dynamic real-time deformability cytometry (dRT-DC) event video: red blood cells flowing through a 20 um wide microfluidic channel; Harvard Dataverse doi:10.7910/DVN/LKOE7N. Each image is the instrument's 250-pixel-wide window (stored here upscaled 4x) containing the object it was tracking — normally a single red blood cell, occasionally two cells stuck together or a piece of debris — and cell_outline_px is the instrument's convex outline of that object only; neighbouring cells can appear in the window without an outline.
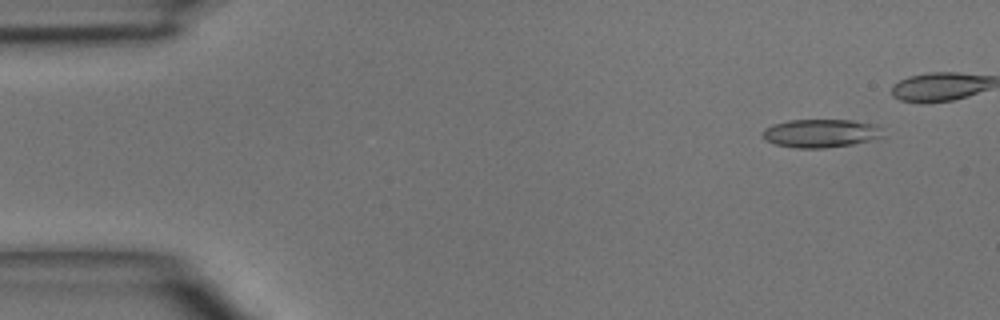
{"species": "common noctule bat (a hibernating species)", "species_latin": "Nyctalus noctula", "temperature_condition": "room temperature", "stored_images_in_passage": 5, "camera_frame_rate_fps": 3000, "um_per_image_px": 0.085, "animal": {"sex": "male", "body_mass_g": 15.6}, "frame": {"image": 1, "passage_image": 2, "time_ms": 1.0, "image_size_px": [1000, 320], "cell_outline_px": [[888, 136], [872, 140], [852, 144], [824, 148], [796, 148], [776, 144], [764, 140], [760, 136], [760, 132], [764, 128], [772, 124], [788, 120], [852, 120], [876, 124]], "centroid_in_image_um": [69.76, 11.32], "position_along_channel_um": 15.2, "area_um2": 20.29}}